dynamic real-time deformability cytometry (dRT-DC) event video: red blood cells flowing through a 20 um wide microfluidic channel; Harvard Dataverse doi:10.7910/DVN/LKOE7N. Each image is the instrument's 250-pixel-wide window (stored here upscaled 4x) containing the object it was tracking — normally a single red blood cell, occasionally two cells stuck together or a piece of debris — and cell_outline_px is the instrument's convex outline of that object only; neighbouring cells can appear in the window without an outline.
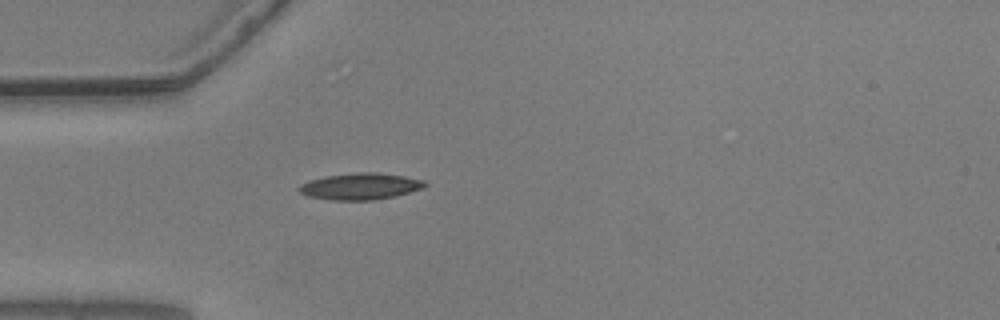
{"species": "common noctule bat (a hibernating species)", "species_latin": "Nyctalus noctula", "temperature_condition": "warm", "stored_images_in_passage": 11, "camera_frame_rate_fps": 3000, "um_per_image_px": 0.085, "animal": {"sex": "male", "body_mass_g": 20.5, "forearm_length_mm": 52.5}, "frame": {"image": 1, "passage_image": 1, "time_ms": 0.0, "image_size_px": [1000, 320], "cell_outline_px": [[428, 184], [424, 188], [396, 196], [372, 200], [332, 200], [308, 196], [300, 192], [296, 188], [300, 184], [308, 180], [324, 176], [360, 172], [380, 172], [404, 176], [424, 180]], "centroid_in_image_um": [30.63, 15.83], "position_along_channel_um": 54.4, "area_um2": 19.65}}
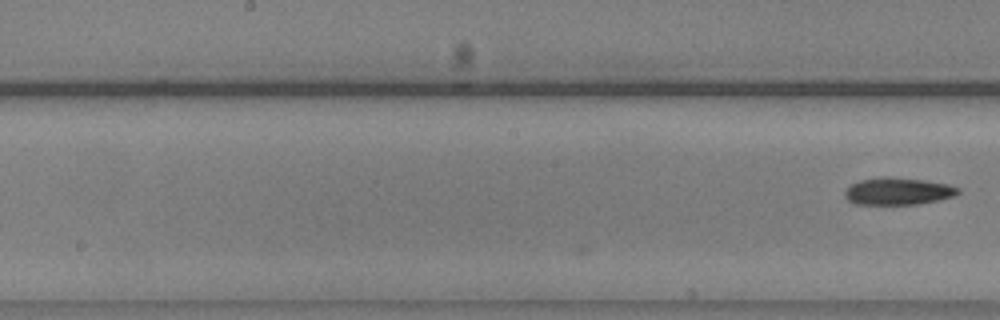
{"frame": {"image": 2, "passage_image": 11, "time_ms": 3.333, "image_size_px": [1000, 320], "cell_outline_px": [[960, 192], [956, 196], [940, 200], [916, 204], [856, 204], [848, 200], [844, 196], [844, 192], [852, 184], [860, 180], [888, 176], [924, 180], [948, 184], [960, 188]], "centroid_in_image_um": [76.37, 16.25], "position_along_channel_um": 171.8, "area_um2": 17.98}}